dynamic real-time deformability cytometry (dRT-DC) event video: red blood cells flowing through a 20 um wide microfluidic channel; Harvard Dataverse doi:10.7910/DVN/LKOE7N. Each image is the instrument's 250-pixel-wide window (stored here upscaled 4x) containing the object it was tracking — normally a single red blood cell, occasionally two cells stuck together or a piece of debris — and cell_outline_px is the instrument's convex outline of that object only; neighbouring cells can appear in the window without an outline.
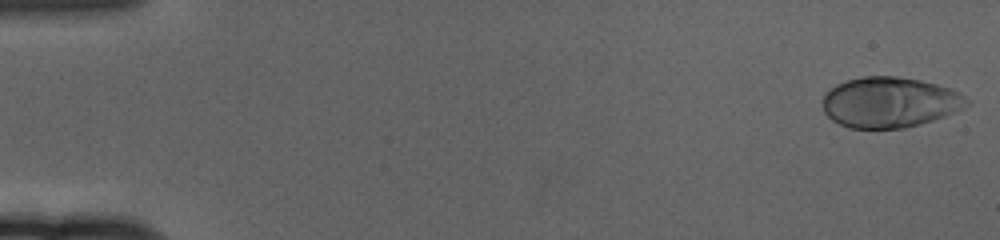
{"species": "human", "species_latin": "Homo sapiens", "temperature_condition": "cold", "stored_images_in_passage": 60, "camera_frame_rate_fps": 3000, "um_per_image_px": 0.085, "donor": {"sex": "female"}, "frame": {"image": 1, "passage_image": 1, "time_ms": 0.0, "image_size_px": [1000, 240], "cell_outline_px": [[968, 104], [944, 116], [920, 124], [904, 128], [848, 128], [832, 120], [824, 112], [824, 92], [836, 84], [848, 80], [864, 76], [896, 76], [920, 80], [936, 84], [948, 88], [964, 96], [968, 100]], "centroid_in_image_um": [75.57, 8.69], "position_along_channel_um": 9.4, "area_um2": 42.02}}
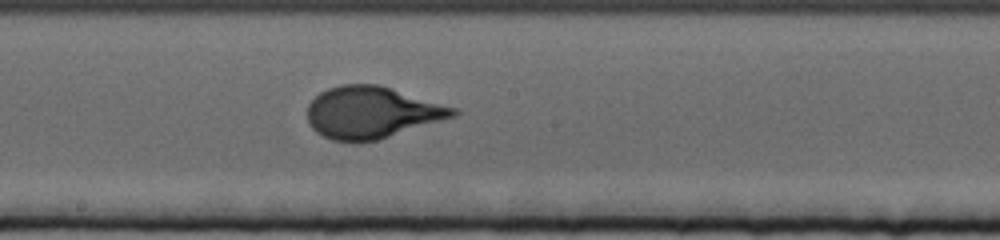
{"frame": {"image": 2, "passage_image": 33, "time_ms": 10.667, "image_size_px": [1000, 240], "cell_outline_px": [[460, 112], [456, 116], [376, 140], [360, 144], [356, 144], [332, 140], [316, 132], [308, 124], [308, 104], [320, 92], [328, 88], [340, 84], [380, 84], [456, 108]], "centroid_in_image_um": [31.57, 9.57], "position_along_channel_um": 216.6, "area_um2": 44.27}}
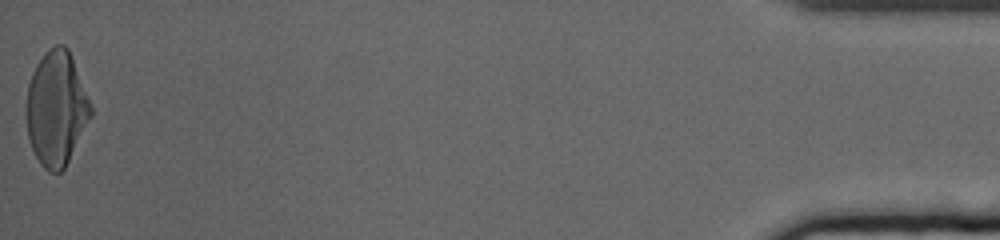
{"frame": {"image": 3, "passage_image": 60, "time_ms": 19.667, "image_size_px": [1000, 240], "cell_outline_px": [[92, 116], [64, 168], [60, 172], [48, 172], [40, 164], [32, 148], [28, 136], [24, 112], [28, 84], [32, 72], [36, 64], [44, 52], [48, 48], [56, 44], [64, 44], [68, 48], [92, 108]], "centroid_in_image_um": [4.75, 9.21], "position_along_channel_um": 430.4, "area_um2": 43.06}}